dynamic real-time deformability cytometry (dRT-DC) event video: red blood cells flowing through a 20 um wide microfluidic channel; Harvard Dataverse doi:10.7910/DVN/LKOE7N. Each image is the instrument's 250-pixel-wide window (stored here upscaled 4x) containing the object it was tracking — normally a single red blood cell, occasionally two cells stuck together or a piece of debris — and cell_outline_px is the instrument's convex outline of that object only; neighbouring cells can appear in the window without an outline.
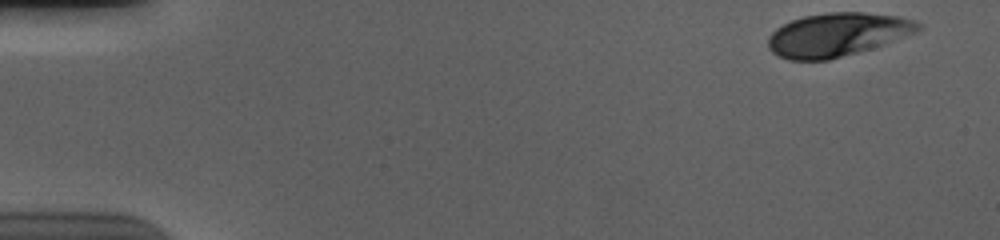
{"species": "human", "species_latin": "Homo sapiens", "temperature_condition": "cold", "stored_images_in_passage": 54, "camera_frame_rate_fps": 3000, "um_per_image_px": 0.085, "donor": {"sex": "male"}, "frame": {"image": 1, "passage_image": 1, "time_ms": 0.0, "image_size_px": [1000, 240], "cell_outline_px": [[924, 28], [916, 32], [856, 52], [828, 60], [788, 60], [772, 52], [768, 48], [768, 36], [776, 28], [792, 20], [804, 16], [828, 12], [864, 12], [900, 16], [916, 20], [924, 24]], "centroid_in_image_um": [71.17, 2.92], "position_along_channel_um": 13.8, "area_um2": 37.8}}
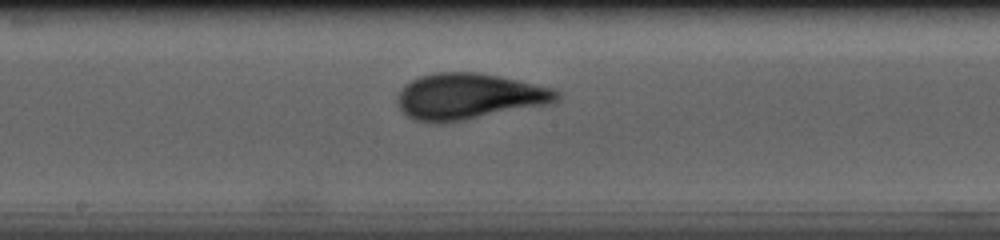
{"frame": {"image": 2, "passage_image": 28, "time_ms": 9.0, "image_size_px": [1000, 240], "cell_outline_px": [[560, 100], [548, 104], [444, 124], [432, 124], [412, 120], [400, 108], [396, 100], [396, 96], [404, 84], [420, 76], [436, 72], [480, 72], [552, 88], [560, 92]], "centroid_in_image_um": [39.81, 8.21], "position_along_channel_um": 208.4, "area_um2": 43.06}}
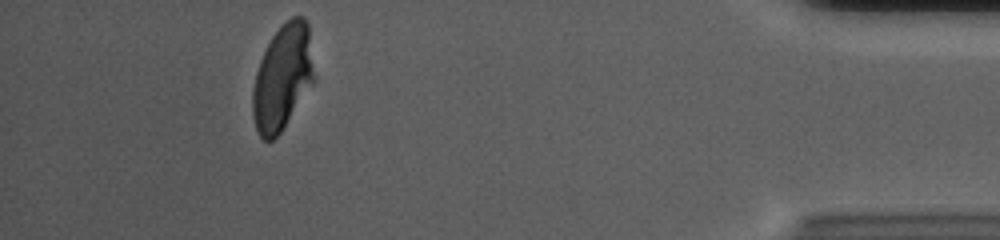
{"frame": {"image": 3, "passage_image": 49, "time_ms": 16.0, "image_size_px": [1000, 240], "cell_outline_px": [[316, 80], [280, 132], [272, 140], [264, 140], [260, 136], [256, 128], [252, 116], [252, 88], [256, 72], [260, 60], [272, 36], [292, 16], [304, 16], [308, 24], [316, 76]], "centroid_in_image_um": [24.04, 6.58], "position_along_channel_um": 411.2, "area_um2": 37.86}, "authors_computed_cell_mechanics": {"area_um2": 40.1132, "velocity_mm_per_s": 3.6723, "shape_relaxation_time_tau1_ms": 3.193, "shape_relaxation_time_tau2_ms": null, "deformation_change_tau1": 0.1631, "deformation_change_tau2": null}}